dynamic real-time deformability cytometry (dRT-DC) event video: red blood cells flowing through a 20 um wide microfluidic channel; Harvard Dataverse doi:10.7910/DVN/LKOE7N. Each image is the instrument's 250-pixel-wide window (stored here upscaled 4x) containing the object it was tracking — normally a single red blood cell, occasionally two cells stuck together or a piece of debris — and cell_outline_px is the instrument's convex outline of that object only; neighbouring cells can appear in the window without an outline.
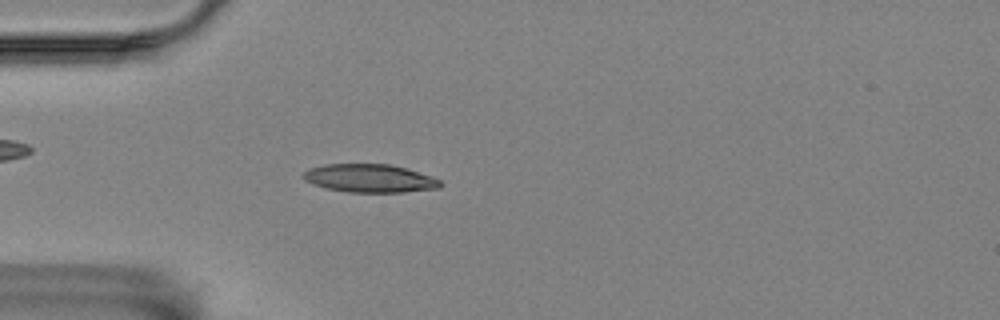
{"species": "Egyptian fruit bat (a non-hibernating species)", "species_latin": "Rousettus aegyptiacus", "temperature_condition": "room temperature", "stored_images_in_passage": 5, "camera_frame_rate_fps": 3000, "um_per_image_px": 0.085, "animal": {"sex": "female"}, "frame": {"image": 1, "passage_image": 5, "time_ms": 1.333, "image_size_px": [1000, 320], "cell_outline_px": [[444, 184], [440, 188], [404, 192], [348, 192], [324, 188], [312, 184], [304, 180], [300, 176], [308, 168], [324, 164], [388, 164], [408, 168], [432, 176], [440, 180]], "centroid_in_image_um": [31.42, 15.15], "position_along_channel_um": 53.6, "area_um2": 22.89}}